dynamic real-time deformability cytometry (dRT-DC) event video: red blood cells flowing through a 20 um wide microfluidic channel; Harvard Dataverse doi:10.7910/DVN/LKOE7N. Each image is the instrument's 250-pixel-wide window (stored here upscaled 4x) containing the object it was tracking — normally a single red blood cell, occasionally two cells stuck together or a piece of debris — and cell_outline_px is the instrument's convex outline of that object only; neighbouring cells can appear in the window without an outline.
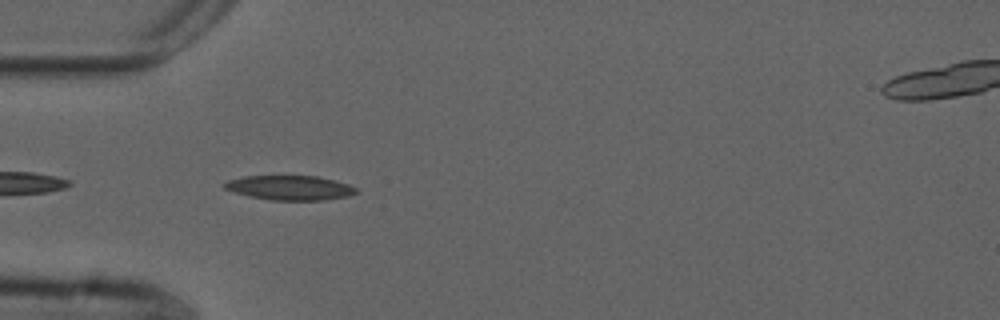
{"species": "common noctule bat (a hibernating species)", "species_latin": "Nyctalus noctula", "temperature_condition": "cold", "stored_images_in_passage": 40, "camera_frame_rate_fps": 3000, "um_per_image_px": 0.085, "animal": {"sex": "male", "forearm_length_mm": 52.5}, "frame": {"image": 1, "passage_image": 3, "time_ms": 0.667, "image_size_px": [1000, 320], "cell_outline_px": [[360, 192], [348, 196], [324, 200], [272, 200], [252, 196], [236, 192], [224, 188], [224, 184], [228, 180], [244, 176], [316, 176], [348, 184], [356, 188]], "centroid_in_image_um": [24.68, 15.96], "position_along_channel_um": 60.3, "area_um2": 18.55}}
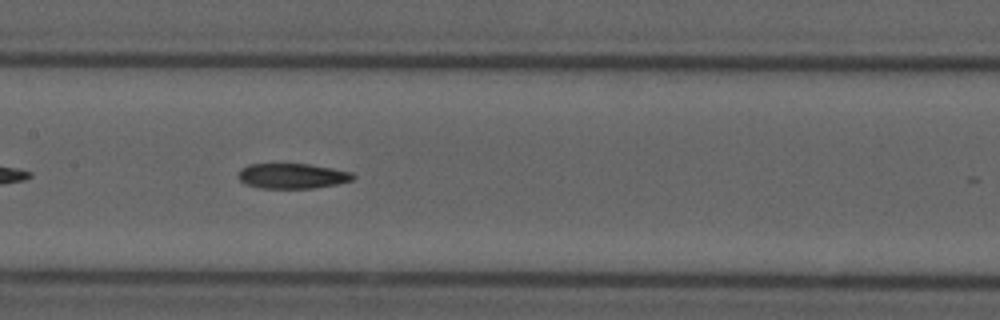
{"frame": {"image": 2, "passage_image": 13, "time_ms": 4.0, "image_size_px": [1000, 320], "cell_outline_px": [[356, 176], [352, 180], [336, 184], [312, 188], [260, 188], [244, 184], [236, 176], [240, 168], [248, 164], [308, 164], [332, 168], [352, 172]], "centroid_in_image_um": [24.8, 14.95], "position_along_channel_um": 182.6, "area_um2": 16.94}}
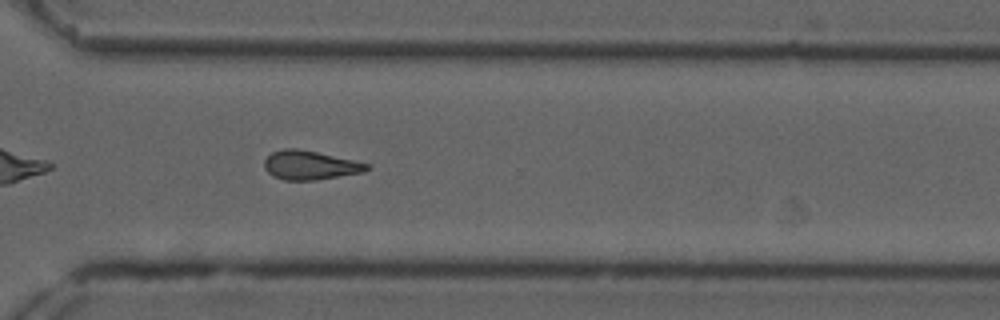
{"frame": {"image": 3, "passage_image": 26, "time_ms": 8.333, "image_size_px": [1000, 320], "cell_outline_px": [[372, 168], [364, 172], [316, 180], [284, 180], [272, 176], [264, 168], [264, 160], [272, 152], [284, 148], [296, 148], [316, 152], [372, 164]], "centroid_in_image_um": [26.37, 14.05], "position_along_channel_um": 344.2, "area_um2": 17.4}, "authors_computed_cell_mechanics": {"area_um2": 17.4556, "velocity_mm_per_s": 3.7358, "shape_relaxation_time_tau1_ms": null, "shape_relaxation_time_tau2_ms": 10.093, "deformation_change_tau1": null, "deformation_change_tau2": 0.2244}}